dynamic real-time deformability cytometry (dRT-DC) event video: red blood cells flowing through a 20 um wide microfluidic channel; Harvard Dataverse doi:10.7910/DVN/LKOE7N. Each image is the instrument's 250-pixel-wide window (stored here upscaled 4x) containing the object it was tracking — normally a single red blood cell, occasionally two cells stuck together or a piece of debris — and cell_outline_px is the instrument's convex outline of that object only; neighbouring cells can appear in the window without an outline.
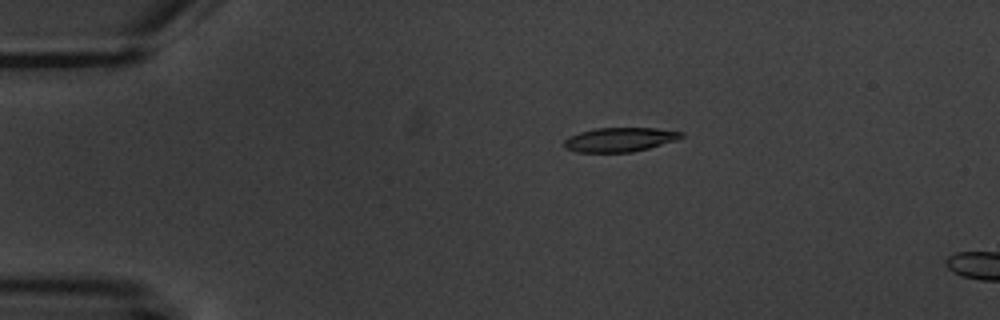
{"species": "common noctule bat (a hibernating species)", "species_latin": "Nyctalus noctula", "temperature_condition": "warm", "stored_images_in_passage": 5, "camera_frame_rate_fps": 3000, "um_per_image_px": 0.085, "animal": {"sex": "male", "body_mass_g": 20.1, "forearm_length_mm": 53.5}, "frame": {"image": 1, "passage_image": 4, "time_ms": 3.667, "image_size_px": [1000, 320], "cell_outline_px": [[684, 136], [676, 140], [648, 148], [632, 152], [576, 152], [564, 148], [564, 140], [568, 136], [580, 132], [596, 128], [656, 128], [684, 132]], "centroid_in_image_um": [52.66, 11.86], "position_along_channel_um": 32.3, "area_um2": 16.53}}